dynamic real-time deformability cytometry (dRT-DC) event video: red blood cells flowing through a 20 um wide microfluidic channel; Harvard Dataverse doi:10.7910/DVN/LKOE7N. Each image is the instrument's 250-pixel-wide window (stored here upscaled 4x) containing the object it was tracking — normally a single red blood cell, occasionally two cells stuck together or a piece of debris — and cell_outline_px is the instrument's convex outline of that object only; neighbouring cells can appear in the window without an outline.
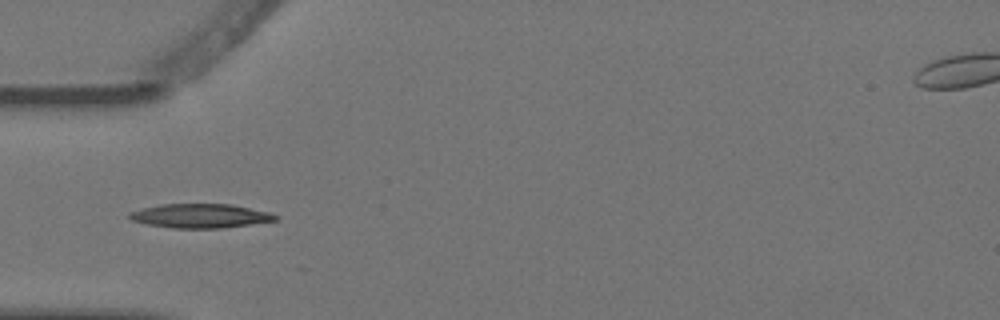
{"species": "Egyptian fruit bat (a non-hibernating species)", "species_latin": "Rousettus aegyptiacus", "temperature_condition": "warm", "stored_images_in_passage": 6, "camera_frame_rate_fps": 3000, "um_per_image_px": 0.085, "animal": {"sex": "female"}, "frame": {"image": 1, "passage_image": 4, "time_ms": 1.0, "image_size_px": [1000, 320], "cell_outline_px": [[280, 216], [276, 220], [224, 228], [172, 228], [148, 224], [132, 220], [128, 216], [128, 212], [140, 208], [160, 204], [232, 204], [268, 212]], "centroid_in_image_um": [17.0, 18.34], "position_along_channel_um": 68.0, "area_um2": 20.52}}
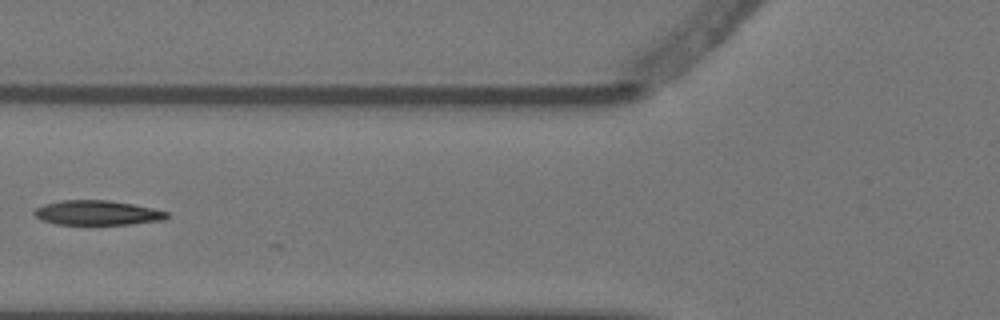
{"frame": {"image": 2, "passage_image": 5, "time_ms": 1.333, "image_size_px": [1000, 320], "cell_outline_px": [[172, 216], [164, 220], [132, 224], [56, 224], [40, 220], [32, 212], [36, 208], [44, 204], [64, 200], [108, 200], [132, 204], [152, 208], [168, 212]], "centroid_in_image_um": [8.29, 18.09], "position_along_channel_um": 117.5, "area_um2": 19.07}}